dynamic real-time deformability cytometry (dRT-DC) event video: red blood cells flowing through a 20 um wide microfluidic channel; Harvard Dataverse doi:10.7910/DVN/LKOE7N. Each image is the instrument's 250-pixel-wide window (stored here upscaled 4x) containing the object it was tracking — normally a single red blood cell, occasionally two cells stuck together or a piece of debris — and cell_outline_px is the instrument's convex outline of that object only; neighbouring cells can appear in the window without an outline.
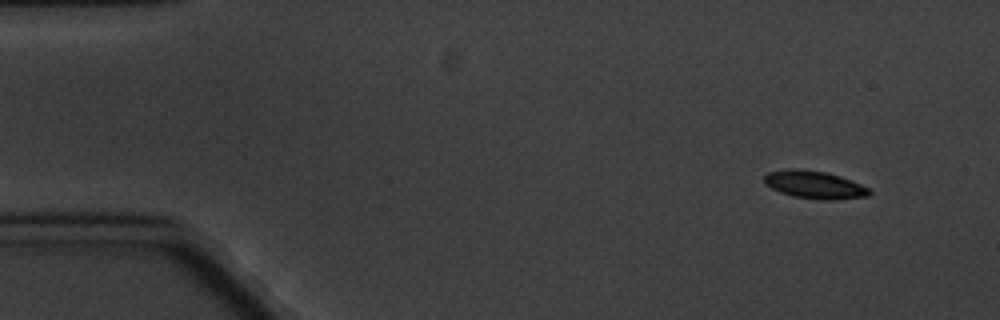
{"species": "common noctule bat (a hibernating species)", "species_latin": "Nyctalus noctula", "temperature_condition": "cold", "stored_images_in_passage": 5, "segment_of_instrument_passage": [1, 2], "camera_frame_rate_fps": 3000, "um_per_image_px": 0.085, "animal": {"sex": "male", "body_mass_g": 20.1, "forearm_length_mm": 53.5}, "frame": {"image": 1, "passage_image": 1, "time_ms": 0.0, "image_size_px": [1000, 320], "cell_outline_px": [[872, 192], [868, 196], [828, 200], [820, 200], [792, 196], [780, 192], [764, 184], [764, 176], [768, 172], [788, 168], [804, 168], [824, 172], [840, 176], [860, 184], [868, 188]], "centroid_in_image_um": [69.19, 15.69], "position_along_channel_um": 15.8, "area_um2": 17.05}}